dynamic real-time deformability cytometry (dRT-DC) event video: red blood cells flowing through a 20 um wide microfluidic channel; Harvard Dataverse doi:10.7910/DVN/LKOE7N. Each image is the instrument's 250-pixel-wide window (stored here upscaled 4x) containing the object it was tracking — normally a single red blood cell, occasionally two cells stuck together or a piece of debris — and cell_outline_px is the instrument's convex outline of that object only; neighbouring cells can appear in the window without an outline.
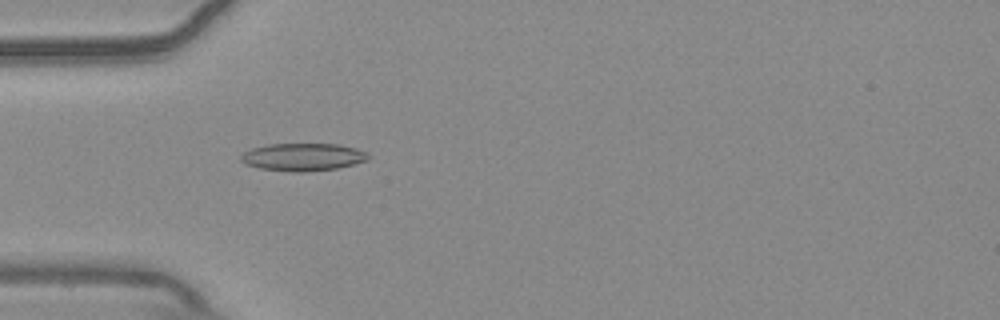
{"species": "common noctule bat (a hibernating species)", "species_latin": "Nyctalus noctula", "temperature_condition": "warm", "stored_images_in_passage": 55, "camera_frame_rate_fps": 3000, "um_per_image_px": 0.085, "animal": {"sex": "male", "body_mass_g": 20.4}, "frame": {"image": 1, "passage_image": 17, "time_ms": 5.333, "image_size_px": [1000, 320], "cell_outline_px": [[372, 156], [368, 160], [336, 168], [304, 172], [292, 172], [260, 168], [244, 164], [240, 160], [240, 156], [244, 152], [252, 148], [268, 144], [340, 144], [356, 148], [368, 152]], "centroid_in_image_um": [25.76, 13.34], "position_along_channel_um": 59.2, "area_um2": 20.63}}
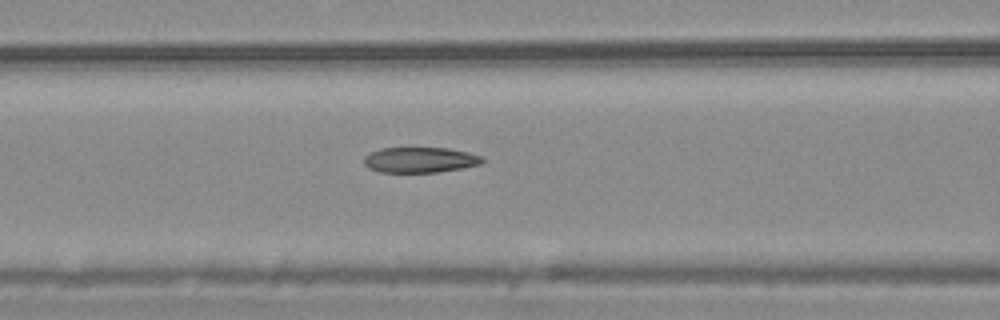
{"frame": {"image": 2, "passage_image": 23, "time_ms": 7.333, "image_size_px": [1000, 320], "cell_outline_px": [[484, 164], [464, 168], [436, 172], [380, 172], [368, 168], [364, 164], [364, 156], [380, 148], [448, 148], [468, 152], [480, 156], [484, 160]], "centroid_in_image_um": [35.72, 13.59], "position_along_channel_um": 130.9, "area_um2": 17.63}}
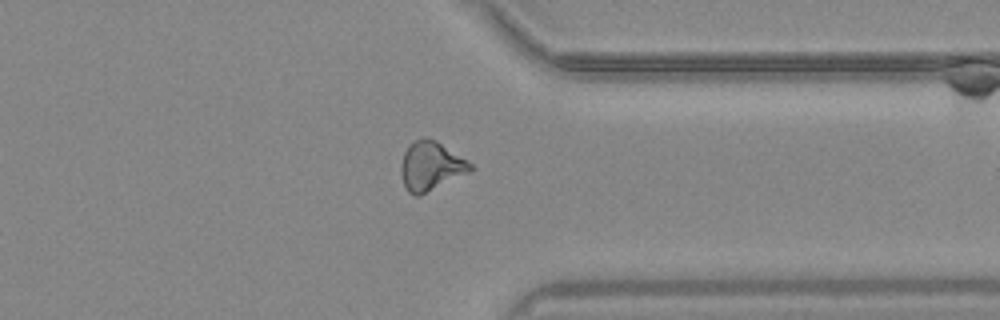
{"frame": {"image": 3, "passage_image": 43, "time_ms": 14.0, "image_size_px": [1000, 320], "cell_outline_px": [[476, 168], [420, 196], [412, 196], [404, 188], [400, 172], [400, 164], [404, 152], [408, 144], [424, 136], [428, 136], [436, 140], [472, 164]], "centroid_in_image_um": [36.57, 14.11], "position_along_channel_um": 374.8, "area_um2": 20.0}, "authors_computed_cell_mechanics": {"area_um2": 19.1896, "velocity_mm_per_s": 3.7052, "shape_relaxation_time_tau1_ms": null, "shape_relaxation_time_tau2_ms": 3.666, "deformation_change_tau1": null, "deformation_change_tau2": 0.1227}}